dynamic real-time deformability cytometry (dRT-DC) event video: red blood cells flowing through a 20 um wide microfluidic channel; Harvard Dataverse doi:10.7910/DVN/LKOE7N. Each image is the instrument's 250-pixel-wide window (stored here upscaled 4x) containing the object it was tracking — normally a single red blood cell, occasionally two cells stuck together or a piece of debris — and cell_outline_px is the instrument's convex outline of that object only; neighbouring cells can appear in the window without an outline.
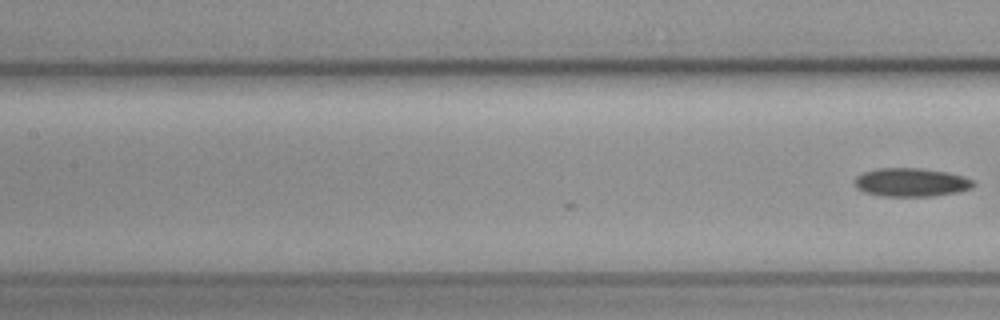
{"species": "common noctule bat (a hibernating species)", "species_latin": "Nyctalus noctula", "temperature_condition": "cold", "stored_images_in_passage": 7, "camera_frame_rate_fps": 3000, "um_per_image_px": 0.085, "animal": {"sex": "female", "body_mass_g": 19.3, "forearm_length_mm": 54.1}, "frame": {"image": 1, "passage_image": 7, "time_ms": 2.0, "image_size_px": [1000, 320], "cell_outline_px": [[976, 184], [972, 188], [960, 192], [932, 196], [880, 196], [864, 192], [856, 188], [856, 176], [864, 172], [876, 168], [920, 168], [948, 172], [964, 176], [972, 180]], "centroid_in_image_um": [77.47, 15.5], "position_along_channel_um": 129.9, "area_um2": 19.88}}